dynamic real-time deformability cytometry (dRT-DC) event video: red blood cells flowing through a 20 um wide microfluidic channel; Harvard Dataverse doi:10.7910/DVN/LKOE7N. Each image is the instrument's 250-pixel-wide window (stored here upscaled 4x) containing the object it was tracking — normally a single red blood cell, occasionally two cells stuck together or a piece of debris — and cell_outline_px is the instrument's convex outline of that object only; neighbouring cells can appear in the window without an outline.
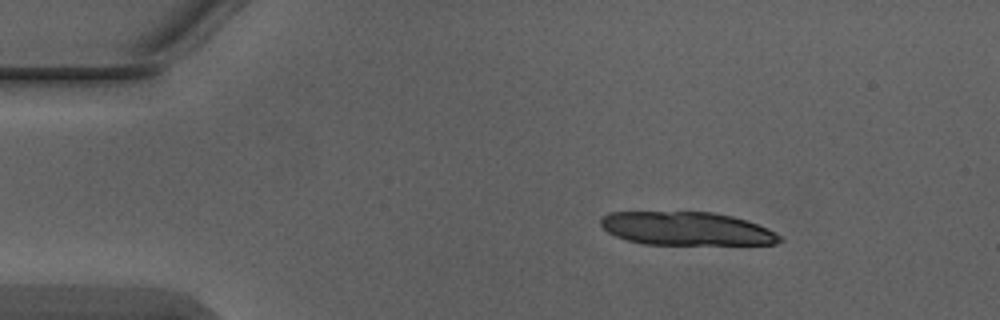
{"species": "Egyptian fruit bat (a non-hibernating species)", "species_latin": "Rousettus aegyptiacus", "temperature_condition": "warm", "stored_images_in_passage": 3, "camera_frame_rate_fps": 3000, "um_per_image_px": 0.085, "animal": {"sex": "male"}, "frame": {"image": 1, "passage_image": 1, "time_ms": 0.0, "image_size_px": [1000, 320], "cell_outline_px": [[784, 240], [776, 244], [644, 244], [628, 240], [616, 236], [608, 232], [600, 224], [600, 216], [608, 212], [712, 212], [732, 216], [768, 228], [780, 236]], "centroid_in_image_um": [58.32, 19.43], "position_along_channel_um": 26.7, "area_um2": 34.68}}